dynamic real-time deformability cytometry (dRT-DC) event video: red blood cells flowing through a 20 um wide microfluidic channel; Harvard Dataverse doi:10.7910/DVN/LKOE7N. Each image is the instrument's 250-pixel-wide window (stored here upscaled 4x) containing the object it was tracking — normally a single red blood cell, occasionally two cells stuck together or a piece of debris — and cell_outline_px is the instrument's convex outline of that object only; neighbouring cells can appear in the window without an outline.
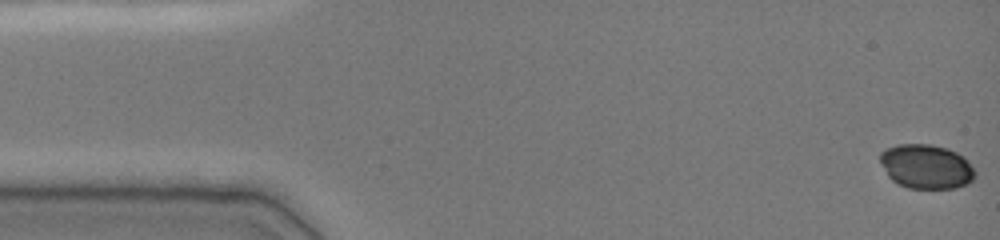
{"species": "common noctule bat (a hibernating species)", "species_latin": "Nyctalus noctula", "temperature_condition": "cold", "stored_images_in_passage": 75, "camera_frame_rate_fps": 3000, "um_per_image_px": 0.085, "animal": {"sex": "female", "body_mass_g": 19.0, "forearm_length_mm": 51.5}, "frame": {"image": 1, "passage_image": 1, "time_ms": 0.0, "image_size_px": [1000, 240], "cell_outline_px": [[976, 176], [968, 184], [956, 188], [908, 188], [892, 180], [888, 176], [880, 164], [880, 152], [888, 148], [900, 144], [928, 144], [944, 148], [956, 152], [964, 156], [976, 172]], "centroid_in_image_um": [78.74, 14.16], "position_along_channel_um": 6.3, "area_um2": 24.51}}
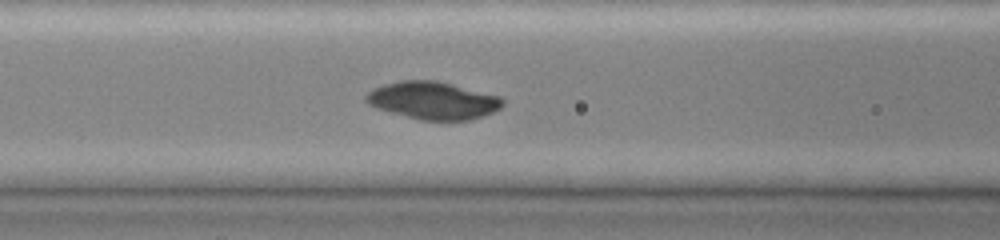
{"frame": {"image": 2, "passage_image": 34, "time_ms": 6.333, "image_size_px": [1000, 240], "cell_outline_px": [[504, 104], [500, 108], [492, 112], [468, 120], [420, 120], [376, 108], [368, 104], [364, 100], [364, 96], [372, 88], [384, 84], [400, 80], [436, 80], [500, 96], [504, 100]], "centroid_in_image_um": [36.76, 8.53], "position_along_channel_um": 129.8, "area_um2": 29.88}}
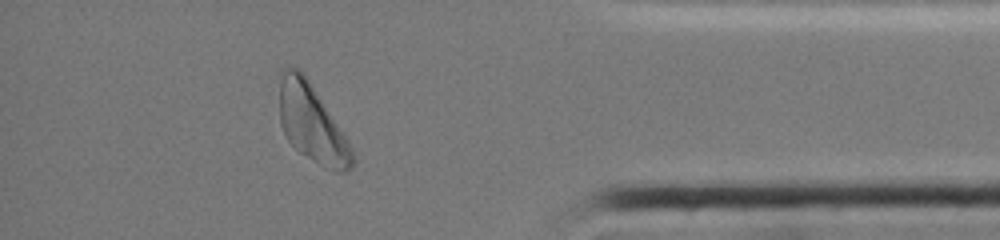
{"frame": {"image": 3, "passage_image": 69, "time_ms": 14.0, "image_size_px": [1000, 240], "cell_outline_px": [[356, 160], [352, 168], [348, 172], [336, 172], [324, 168], [300, 152], [288, 140], [280, 124], [280, 68], [288, 64], [300, 68], [304, 72], [348, 140], [356, 156]], "centroid_in_image_um": [26.52, 10.46], "position_along_channel_um": 408.7, "area_um2": 33.52}}